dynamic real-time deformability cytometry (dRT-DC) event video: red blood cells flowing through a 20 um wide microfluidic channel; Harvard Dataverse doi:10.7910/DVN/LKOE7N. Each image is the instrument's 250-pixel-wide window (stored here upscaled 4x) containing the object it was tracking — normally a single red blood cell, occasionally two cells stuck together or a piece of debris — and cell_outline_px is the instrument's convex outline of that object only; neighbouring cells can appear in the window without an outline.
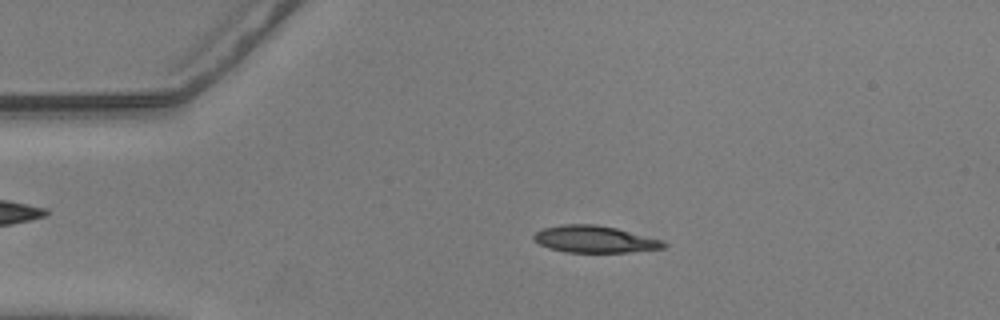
{"species": "common noctule bat (a hibernating species)", "species_latin": "Nyctalus noctula", "temperature_condition": "warm", "stored_images_in_passage": 45, "camera_frame_rate_fps": 3000, "um_per_image_px": 0.085, "animal": {"sex": "male", "body_mass_g": 20.5, "forearm_length_mm": 52.5}, "frame": {"image": 1, "passage_image": 1, "time_ms": 0.0, "image_size_px": [1000, 320], "cell_outline_px": [[668, 244], [664, 248], [628, 252], [564, 252], [548, 248], [532, 240], [532, 236], [536, 232], [544, 228], [560, 224], [596, 224], [616, 228], [664, 240]], "centroid_in_image_um": [50.54, 20.33], "position_along_channel_um": 34.5, "area_um2": 20.52}}
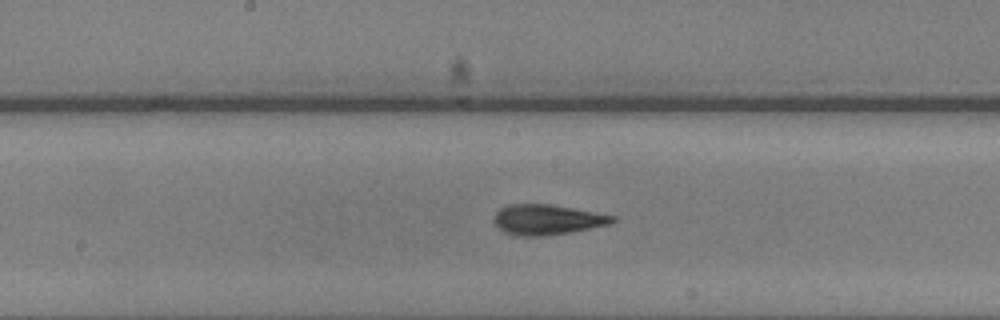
{"frame": {"image": 2, "passage_image": 18, "time_ms": 5.667, "image_size_px": [1000, 320], "cell_outline_px": [[616, 220], [612, 224], [548, 236], [520, 236], [504, 232], [492, 220], [496, 212], [500, 208], [508, 204], [552, 204], [616, 216]], "centroid_in_image_um": [46.51, 18.66], "position_along_channel_um": 201.7, "area_um2": 20.98}}
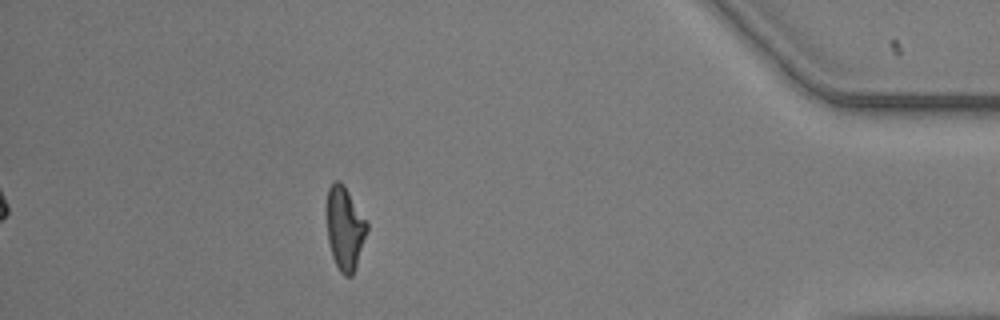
{"frame": {"image": 3, "passage_image": 39, "time_ms": 12.667, "image_size_px": [1000, 320], "cell_outline_px": [[368, 228], [352, 276], [344, 276], [340, 272], [332, 256], [328, 240], [328, 188], [336, 180], [340, 180], [344, 184], [368, 224]], "centroid_in_image_um": [29.31, 19.4], "position_along_channel_um": 405.9, "area_um2": 18.96}, "authors_computed_cell_mechanics": {"area_um2": 20.4034, "velocity_mm_per_s": 3.6198, "shape_relaxation_time_tau1_ms": 4.3166, "shape_relaxation_time_tau2_ms": 1.7636, "deformation_change_tau1": 0.1841, "deformation_change_tau2": 0.1042}}